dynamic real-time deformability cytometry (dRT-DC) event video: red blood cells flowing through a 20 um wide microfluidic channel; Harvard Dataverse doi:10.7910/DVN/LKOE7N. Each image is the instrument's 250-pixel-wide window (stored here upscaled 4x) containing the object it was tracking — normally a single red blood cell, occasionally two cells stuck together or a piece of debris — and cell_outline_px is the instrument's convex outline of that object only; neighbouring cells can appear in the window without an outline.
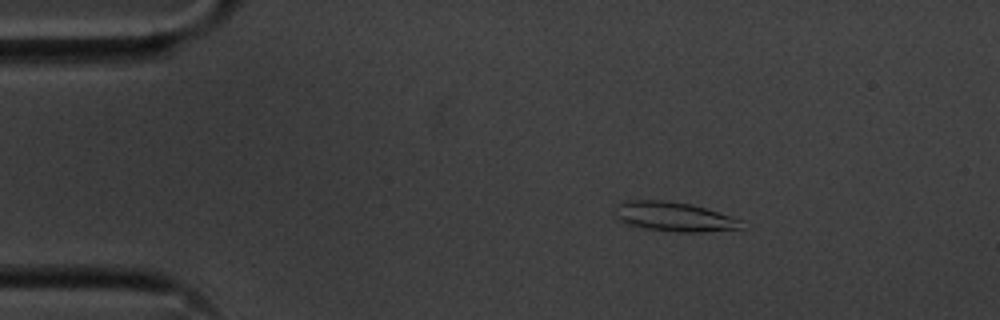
{"species": "common noctule bat (a hibernating species)", "species_latin": "Nyctalus noctula", "temperature_condition": "cold", "stored_images_in_passage": 51, "camera_frame_rate_fps": 3000, "um_per_image_px": 0.085, "animal": {"sex": "male", "body_mass_g": 20.1, "forearm_length_mm": 53.5}, "frame": {"image": 1, "passage_image": 5, "time_ms": 1.333, "image_size_px": [1000, 320], "cell_outline_px": [[740, 228], [700, 232], [676, 232], [648, 228], [628, 224], [620, 220], [616, 216], [616, 204], [624, 200], [668, 200], [692, 204], [740, 220]], "centroid_in_image_um": [57.21, 18.4], "position_along_channel_um": 27.8, "area_um2": 21.21}}
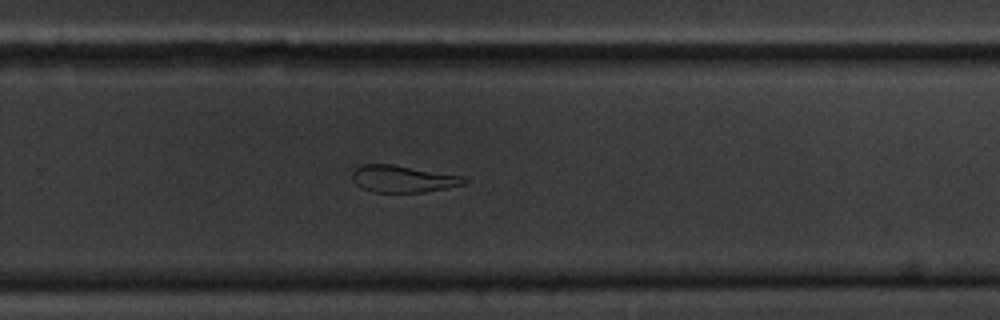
{"frame": {"image": 2, "passage_image": 32, "time_ms": 10.333, "image_size_px": [1000, 320], "cell_outline_px": [[468, 180], [464, 184], [424, 192], [372, 192], [360, 188], [352, 180], [352, 172], [356, 168], [364, 164], [392, 164], [464, 176]], "centroid_in_image_um": [34.22, 15.2], "position_along_channel_um": 295.6, "area_um2": 17.57}}
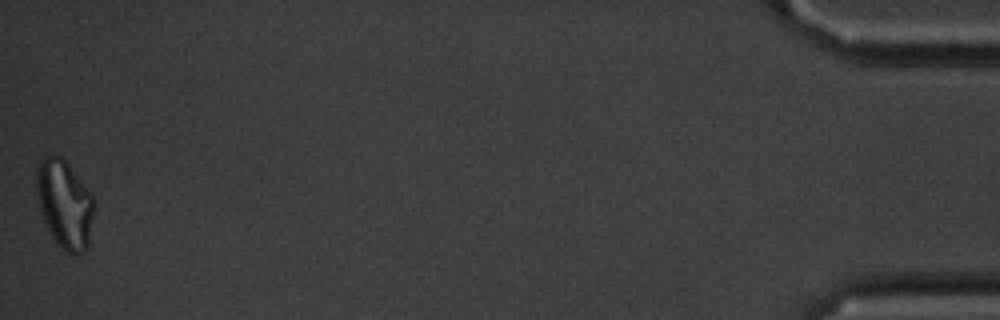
{"frame": {"image": 3, "passage_image": 51, "time_ms": 16.667, "image_size_px": [1000, 320], "cell_outline_px": [[92, 216], [88, 248], [84, 252], [76, 256], [72, 256], [64, 252], [56, 244], [40, 212], [36, 192], [36, 164], [48, 152], [60, 156], [68, 164], [92, 192]], "centroid_in_image_um": [5.46, 17.34], "position_along_channel_um": 429.7, "area_um2": 30.06}, "authors_computed_cell_mechanics": {"area_um2": 19.9988, "velocity_mm_per_s": 3.6013, "shape_relaxation_time_tau1_ms": null, "shape_relaxation_time_tau2_ms": 4.4372, "deformation_change_tau1": null, "deformation_change_tau2": 0.1364}}